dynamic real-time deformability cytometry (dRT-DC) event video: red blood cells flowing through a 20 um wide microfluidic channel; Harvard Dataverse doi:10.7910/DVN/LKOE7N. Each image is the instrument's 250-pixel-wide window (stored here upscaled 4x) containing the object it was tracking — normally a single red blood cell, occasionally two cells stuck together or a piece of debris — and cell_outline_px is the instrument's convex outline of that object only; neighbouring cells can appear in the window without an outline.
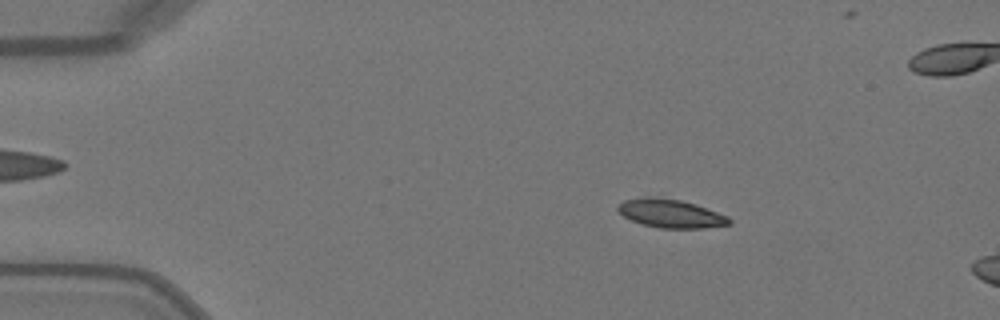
{"species": "Egyptian fruit bat (a non-hibernating species)", "species_latin": "Rousettus aegyptiacus", "temperature_condition": "warm", "stored_images_in_passage": 50, "segment_of_instrument_passage": [1, 2], "camera_frame_rate_fps": 3000, "um_per_image_px": 0.085, "animal": {"sex": "female"}, "frame": {"image": 1, "passage_image": 8, "time_ms": 2.333, "image_size_px": [1000, 320], "cell_outline_px": [[728, 224], [692, 228], [672, 228], [648, 224], [636, 220], [620, 212], [620, 208], [624, 204], [632, 200], [672, 200], [692, 204], [704, 208], [724, 216], [728, 220]], "centroid_in_image_um": [57.11, 18.2], "position_along_channel_um": 27.9, "area_um2": 15.72}}
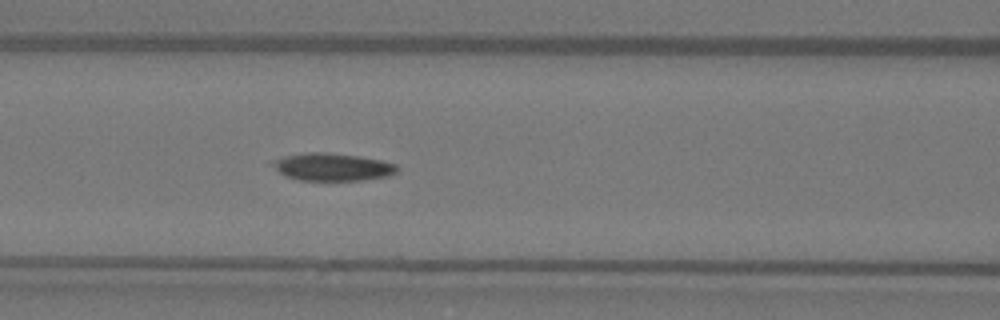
{"frame": {"image": 2, "passage_image": 21, "time_ms": 6.667, "image_size_px": [1000, 320], "cell_outline_px": [[392, 168], [388, 172], [372, 176], [340, 180], [320, 180], [296, 176], [284, 172], [280, 168], [280, 164], [284, 160], [300, 156], [344, 156], [372, 160], [388, 164]], "centroid_in_image_um": [28.31, 14.24], "position_along_channel_um": 138.3, "area_um2": 15.03}}
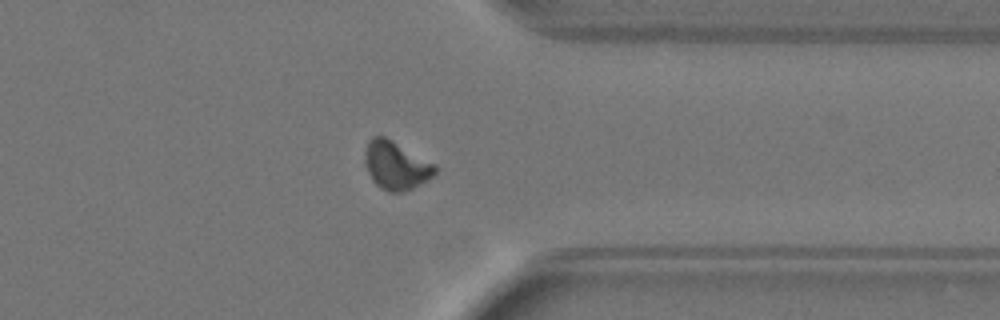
{"frame": {"image": 3, "passage_image": 39, "time_ms": 12.667, "image_size_px": [1000, 320], "cell_outline_px": [[436, 168], [428, 176], [404, 188], [388, 188], [380, 184], [372, 176], [368, 168], [368, 144], [372, 140], [380, 136], [388, 140], [432, 164]], "centroid_in_image_um": [33.63, 13.99], "position_along_channel_um": 377.8, "area_um2": 16.18}}